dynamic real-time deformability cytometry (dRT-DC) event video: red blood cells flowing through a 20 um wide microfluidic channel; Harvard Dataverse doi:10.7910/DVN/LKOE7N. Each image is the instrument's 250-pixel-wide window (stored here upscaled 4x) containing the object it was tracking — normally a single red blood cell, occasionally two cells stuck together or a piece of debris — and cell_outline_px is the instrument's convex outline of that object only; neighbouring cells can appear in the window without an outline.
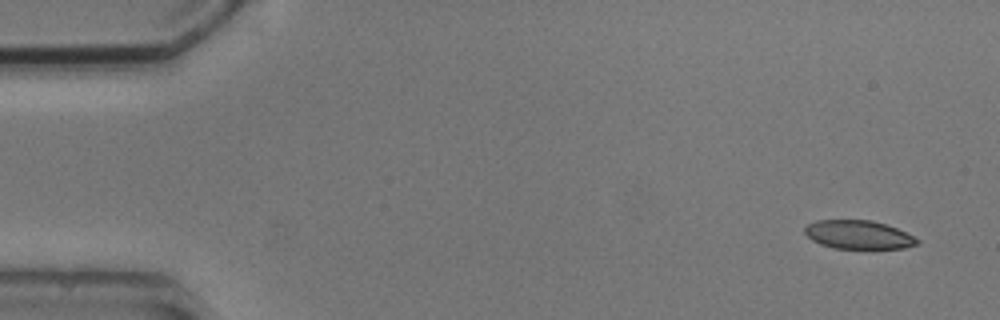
{"species": "common noctule bat (a hibernating species)", "species_latin": "Nyctalus noctula", "temperature_condition": "cold", "stored_images_in_passage": 5, "segment_of_instrument_passage": [1, 2], "camera_frame_rate_fps": 3000, "um_per_image_px": 0.085, "animal": {"sex": "male", "body_mass_g": 20.5, "forearm_length_mm": 52.5}, "frame": {"image": 1, "passage_image": 1, "time_ms": 0.0, "image_size_px": [1000, 320], "cell_outline_px": [[920, 244], [904, 248], [836, 248], [820, 244], [812, 240], [804, 232], [804, 228], [808, 224], [816, 220], [872, 220], [896, 228], [920, 240]], "centroid_in_image_um": [72.96, 19.95], "position_along_channel_um": 12.0, "area_um2": 18.55}}
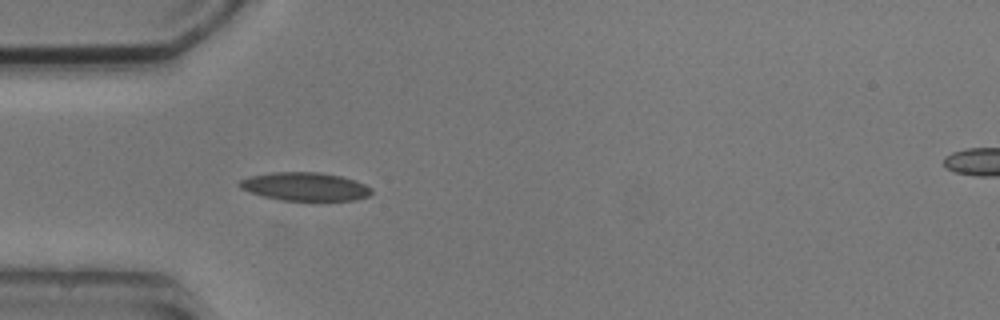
{"frame": {"image": 2, "passage_image": 4, "time_ms": 4.333, "image_size_px": [1000, 320], "cell_outline_px": [[372, 192], [368, 196], [352, 200], [280, 200], [264, 196], [240, 188], [236, 184], [240, 180], [252, 176], [272, 172], [320, 172], [340, 176], [356, 180], [372, 188]], "centroid_in_image_um": [25.93, 15.85], "position_along_channel_um": 59.1, "area_um2": 21.62}}